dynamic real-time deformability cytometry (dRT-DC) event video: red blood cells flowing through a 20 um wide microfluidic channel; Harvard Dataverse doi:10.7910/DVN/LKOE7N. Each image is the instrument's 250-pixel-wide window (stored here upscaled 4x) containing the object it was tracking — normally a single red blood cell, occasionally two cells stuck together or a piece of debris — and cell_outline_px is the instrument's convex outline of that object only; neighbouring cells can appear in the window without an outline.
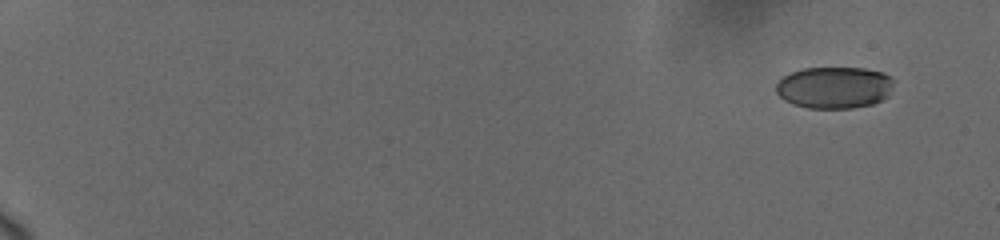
{"species": "human", "species_latin": "Homo sapiens", "temperature_condition": "cold", "stored_images_in_passage": 11, "camera_frame_rate_fps": 3000, "um_per_image_px": 0.085, "donor": {"sex": "female"}, "frame": {"image": 1, "passage_image": 1, "time_ms": 0.0, "image_size_px": [1000, 240], "cell_outline_px": [[892, 88], [888, 96], [872, 104], [852, 108], [808, 108], [792, 104], [784, 100], [776, 92], [776, 84], [784, 76], [792, 72], [804, 68], [864, 68], [884, 72], [892, 76]], "centroid_in_image_um": [70.93, 7.44], "position_along_channel_um": 14.1, "area_um2": 28.73}}
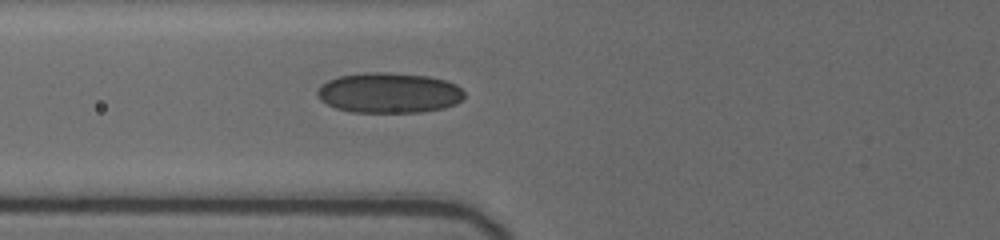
{"frame": {"image": 2, "passage_image": 7, "time_ms": 7.333, "image_size_px": [1000, 240], "cell_outline_px": [[464, 96], [456, 104], [444, 108], [420, 112], [352, 112], [336, 108], [320, 100], [316, 92], [320, 84], [328, 80], [340, 76], [364, 72], [388, 72], [428, 76], [444, 80], [456, 84], [464, 92]], "centroid_in_image_um": [33.05, 7.89], "position_along_channel_um": 92.8, "area_um2": 34.62}}
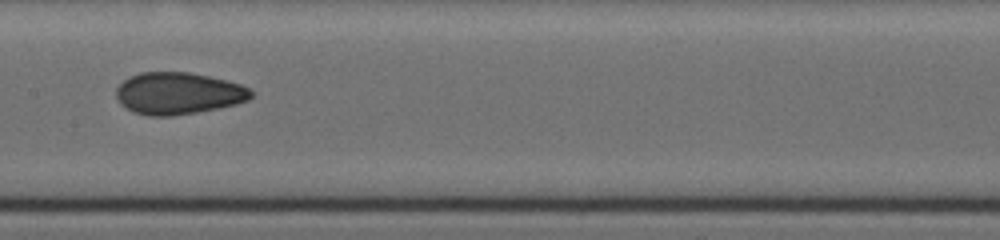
{"frame": {"image": 3, "passage_image": 10, "time_ms": 10.0, "image_size_px": [1000, 240], "cell_outline_px": [[252, 96], [248, 100], [236, 104], [196, 112], [172, 116], [148, 116], [132, 112], [120, 104], [116, 96], [116, 88], [124, 80], [140, 72], [188, 72], [208, 76], [240, 84], [248, 88], [252, 92]], "centroid_in_image_um": [15.11, 7.94], "position_along_channel_um": 192.3, "area_um2": 32.83}}